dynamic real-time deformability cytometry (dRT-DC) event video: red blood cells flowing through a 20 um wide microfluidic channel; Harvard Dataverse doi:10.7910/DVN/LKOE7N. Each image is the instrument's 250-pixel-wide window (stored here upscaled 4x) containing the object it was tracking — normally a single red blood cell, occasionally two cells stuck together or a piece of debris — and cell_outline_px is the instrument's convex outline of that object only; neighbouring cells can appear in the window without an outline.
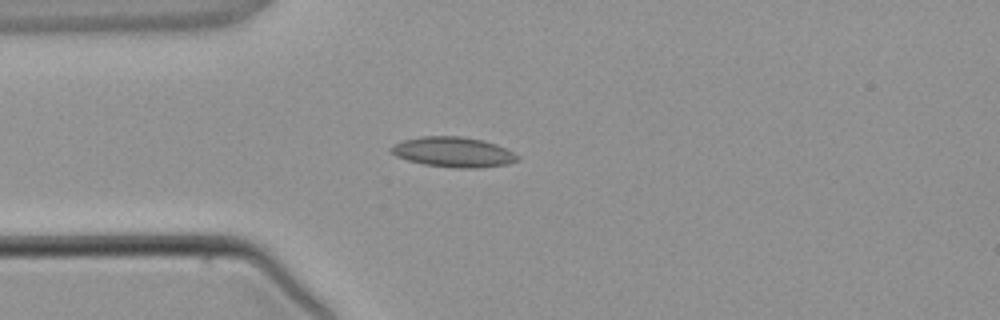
{"species": "common noctule bat (a hibernating species)", "species_latin": "Nyctalus noctula", "temperature_condition": "warm", "stored_images_in_passage": 2, "camera_frame_rate_fps": 3000, "um_per_image_px": 0.085, "animal": {"sex": "male", "body_mass_g": 21.5, "forearm_length_mm": 52.0}, "frame": {"image": 1, "passage_image": 2, "time_ms": 1.0, "image_size_px": [1000, 320], "cell_outline_px": [[520, 160], [508, 164], [480, 168], [456, 168], [424, 164], [408, 160], [396, 156], [388, 152], [388, 148], [392, 144], [404, 140], [420, 136], [460, 136], [484, 140], [496, 144], [520, 156]], "centroid_in_image_um": [38.51, 12.92], "position_along_channel_um": 46.5, "area_um2": 22.43}}